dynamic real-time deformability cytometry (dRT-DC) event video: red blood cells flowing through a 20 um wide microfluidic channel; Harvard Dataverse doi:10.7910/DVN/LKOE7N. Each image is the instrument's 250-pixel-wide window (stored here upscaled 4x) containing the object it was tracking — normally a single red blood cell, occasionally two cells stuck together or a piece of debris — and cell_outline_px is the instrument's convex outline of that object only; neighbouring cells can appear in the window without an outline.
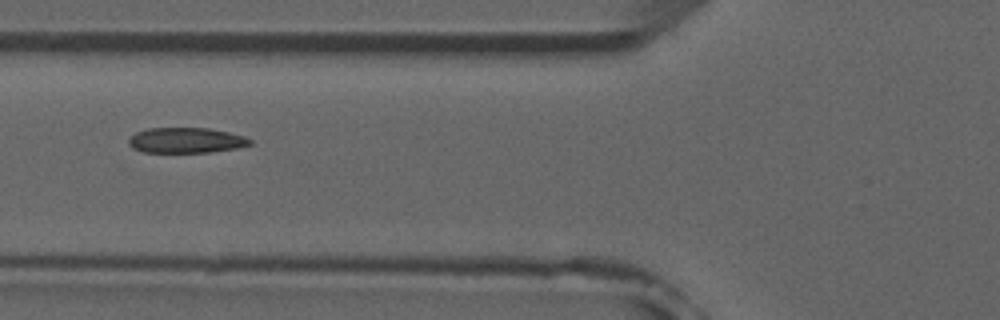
{"species": "common noctule bat (a hibernating species)", "species_latin": "Nyctalus noctula", "temperature_condition": "room temperature", "stored_images_in_passage": 7, "camera_frame_rate_fps": 3000, "um_per_image_px": 0.085, "animal": {"sex": "male", "forearm_length_mm": 52.5}, "frame": {"image": 1, "passage_image": 6, "time_ms": 6.0, "image_size_px": [1000, 320], "cell_outline_px": [[252, 144], [236, 148], [212, 152], [144, 152], [132, 148], [128, 144], [128, 140], [136, 132], [148, 128], [208, 128], [228, 132], [244, 136], [252, 140]], "centroid_in_image_um": [15.81, 11.93], "position_along_channel_um": 110.0, "area_um2": 17.92}}
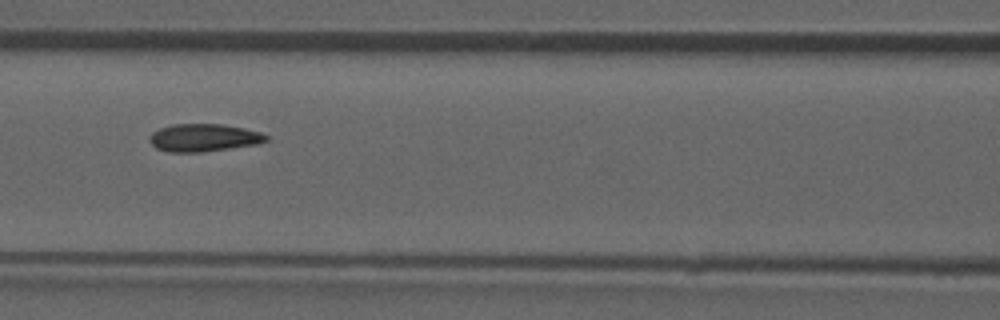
{"frame": {"image": 2, "passage_image": 7, "time_ms": 7.0, "image_size_px": [1000, 320], "cell_outline_px": [[268, 140], [256, 144], [200, 152], [168, 152], [156, 148], [148, 140], [152, 132], [160, 128], [172, 124], [220, 124], [244, 128], [260, 132], [268, 136]], "centroid_in_image_um": [17.28, 11.7], "position_along_channel_um": 149.3, "area_um2": 18.67}}